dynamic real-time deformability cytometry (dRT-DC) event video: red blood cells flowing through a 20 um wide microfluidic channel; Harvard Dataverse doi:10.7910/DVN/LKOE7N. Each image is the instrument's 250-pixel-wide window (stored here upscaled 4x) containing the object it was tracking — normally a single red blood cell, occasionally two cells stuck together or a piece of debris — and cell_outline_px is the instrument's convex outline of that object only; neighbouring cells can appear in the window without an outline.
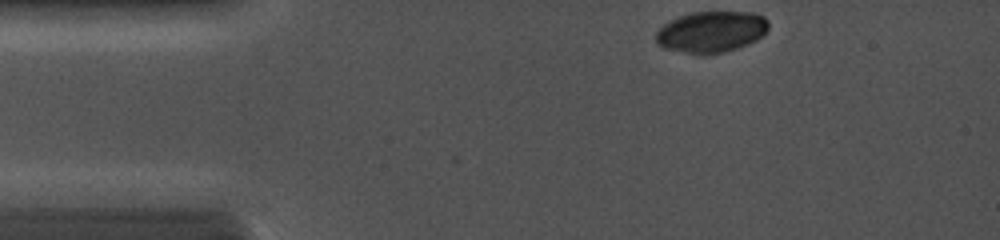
{"species": "common noctule bat (a hibernating species)", "species_latin": "Nyctalus noctula", "temperature_condition": "cold", "stored_images_in_passage": 2, "camera_frame_rate_fps": 5000, "um_per_image_px": 0.085, "animal": {"sex": "female", "body_mass_g": 19.0, "forearm_length_mm": 56.7}, "frame": {"image": 1, "passage_image": 1, "time_ms": 0.0, "image_size_px": [1000, 240], "cell_outline_px": [[768, 28], [756, 40], [748, 44], [724, 52], [704, 56], [664, 48], [656, 44], [656, 32], [668, 20], [692, 12], [756, 12], [764, 16], [768, 20]], "centroid_in_image_um": [60.44, 2.71], "position_along_channel_um": 24.6, "area_um2": 27.28}}